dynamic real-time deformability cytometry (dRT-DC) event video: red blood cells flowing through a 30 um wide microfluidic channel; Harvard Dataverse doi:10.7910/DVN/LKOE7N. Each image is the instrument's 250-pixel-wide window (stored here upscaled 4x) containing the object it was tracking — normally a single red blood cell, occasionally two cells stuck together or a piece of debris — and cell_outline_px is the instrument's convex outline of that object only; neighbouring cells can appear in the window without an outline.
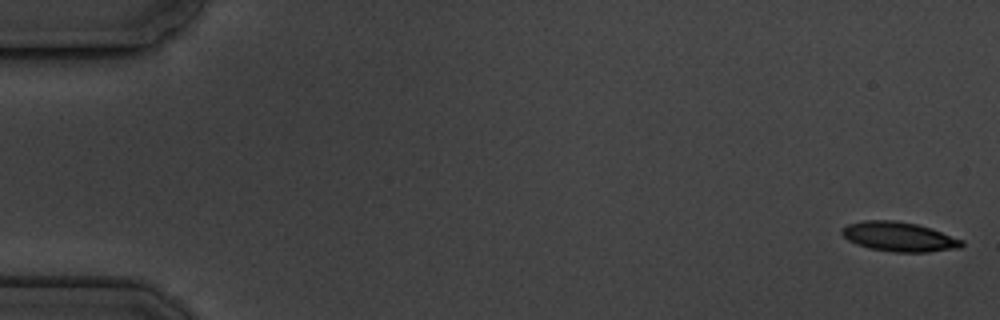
{"species": "common noctule bat (a hibernating species)", "species_latin": "Nyctalus noctula", "temperature_condition": "cold", "stored_images_in_passage": 4, "camera_frame_rate_fps": 3000, "um_per_image_px": 0.085, "animal": {"sex": "male", "body_mass_g": 19.5, "forearm_length_mm": 54.6}, "frame": {"image": 1, "passage_image": 1, "time_ms": 0.0, "image_size_px": [1000, 320], "cell_outline_px": [[964, 244], [960, 248], [928, 252], [892, 252], [868, 248], [856, 244], [848, 240], [840, 232], [840, 228], [848, 224], [864, 220], [896, 220], [916, 224], [932, 228], [964, 240]], "centroid_in_image_um": [76.42, 20.12], "position_along_channel_um": 8.6, "area_um2": 20.87}}
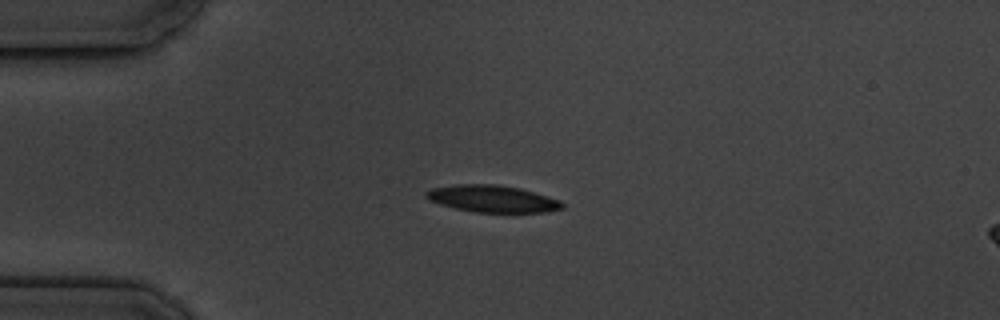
{"frame": {"image": 2, "passage_image": 4, "time_ms": 4.333, "image_size_px": [1000, 320], "cell_outline_px": [[564, 208], [548, 212], [472, 212], [440, 204], [424, 196], [424, 192], [432, 188], [456, 184], [496, 184], [520, 188], [560, 200], [564, 204]], "centroid_in_image_um": [41.86, 16.89], "position_along_channel_um": 43.1, "area_um2": 21.33}}